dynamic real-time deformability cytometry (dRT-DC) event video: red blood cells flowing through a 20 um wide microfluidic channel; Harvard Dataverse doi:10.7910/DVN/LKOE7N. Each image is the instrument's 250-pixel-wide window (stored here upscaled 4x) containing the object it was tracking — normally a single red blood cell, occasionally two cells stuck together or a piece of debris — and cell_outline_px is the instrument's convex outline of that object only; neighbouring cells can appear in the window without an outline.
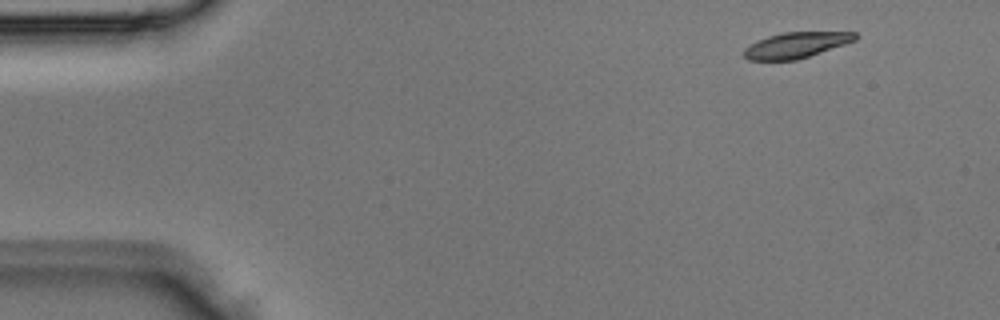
{"species": "Egyptian fruit bat (a non-hibernating species)", "species_latin": "Rousettus aegyptiacus", "temperature_condition": "room temperature", "stored_images_in_passage": 3, "camera_frame_rate_fps": 3000, "um_per_image_px": 0.085, "animal": {"sex": "male"}, "frame": {"image": 1, "passage_image": 1, "time_ms": 0.0, "image_size_px": [1000, 320], "cell_outline_px": [[860, 36], [856, 40], [796, 60], [748, 60], [744, 56], [744, 48], [756, 40], [768, 36], [784, 32], [856, 32]], "centroid_in_image_um": [67.66, 3.82], "position_along_channel_um": 17.3, "area_um2": 16.59}}